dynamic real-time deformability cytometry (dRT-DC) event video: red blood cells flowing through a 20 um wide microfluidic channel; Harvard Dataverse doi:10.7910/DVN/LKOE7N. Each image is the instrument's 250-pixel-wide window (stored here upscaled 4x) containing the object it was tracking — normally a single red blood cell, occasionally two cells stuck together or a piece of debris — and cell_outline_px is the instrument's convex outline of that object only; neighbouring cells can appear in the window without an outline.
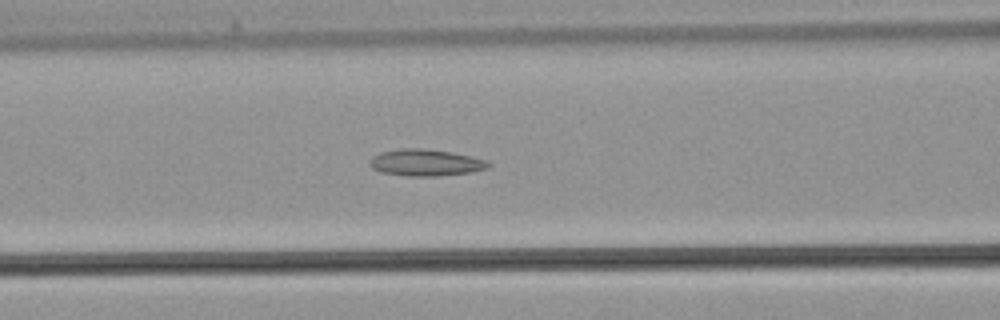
{"species": "common noctule bat (a hibernating species)", "species_latin": "Nyctalus noctula", "temperature_condition": "warm", "stored_images_in_passage": 40, "camera_frame_rate_fps": 3000, "um_per_image_px": 0.085, "animal": {"sex": "male", "body_mass_g": 21.5, "forearm_length_mm": 52.0}, "frame": {"image": 1, "passage_image": 14, "time_ms": 4.333, "image_size_px": [1000, 320], "cell_outline_px": [[492, 164], [488, 168], [468, 172], [436, 176], [404, 176], [380, 172], [372, 168], [368, 164], [372, 156], [380, 152], [400, 148], [420, 148], [452, 152], [472, 156], [488, 160]], "centroid_in_image_um": [36.16, 13.82], "position_along_channel_um": 130.4, "area_um2": 18.61}}
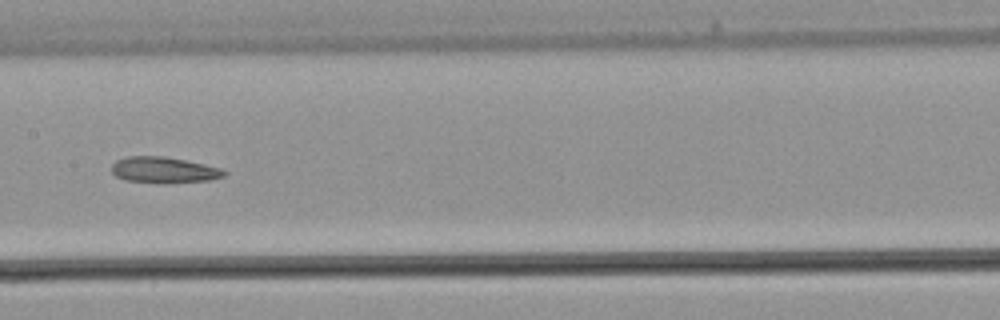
{"frame": {"image": 2, "passage_image": 18, "time_ms": 5.667, "image_size_px": [1000, 320], "cell_outline_px": [[228, 172], [224, 176], [208, 180], [164, 184], [156, 184], [124, 180], [116, 176], [112, 172], [112, 164], [116, 160], [128, 156], [164, 156], [204, 164], [220, 168]], "centroid_in_image_um": [13.9, 14.46], "position_along_channel_um": 193.5, "area_um2": 17.28}}
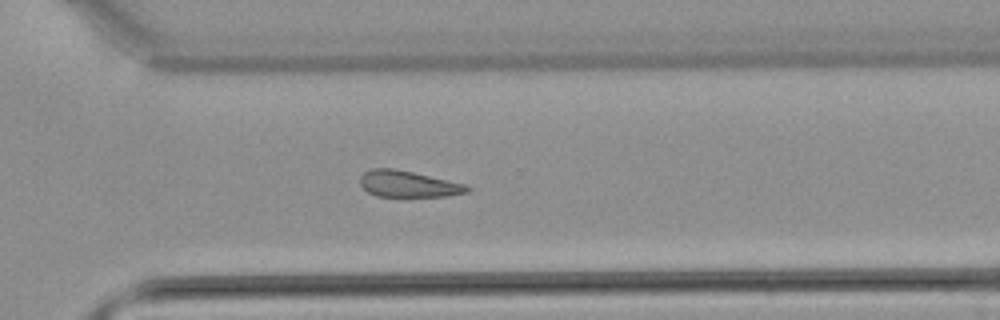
{"frame": {"image": 3, "passage_image": 27, "time_ms": 8.667, "image_size_px": [1000, 320], "cell_outline_px": [[472, 188], [468, 192], [448, 196], [376, 196], [368, 192], [360, 184], [360, 176], [364, 172], [372, 168], [396, 168], [448, 180], [464, 184]], "centroid_in_image_um": [34.68, 15.63], "position_along_channel_um": 335.9, "area_um2": 16.42}}